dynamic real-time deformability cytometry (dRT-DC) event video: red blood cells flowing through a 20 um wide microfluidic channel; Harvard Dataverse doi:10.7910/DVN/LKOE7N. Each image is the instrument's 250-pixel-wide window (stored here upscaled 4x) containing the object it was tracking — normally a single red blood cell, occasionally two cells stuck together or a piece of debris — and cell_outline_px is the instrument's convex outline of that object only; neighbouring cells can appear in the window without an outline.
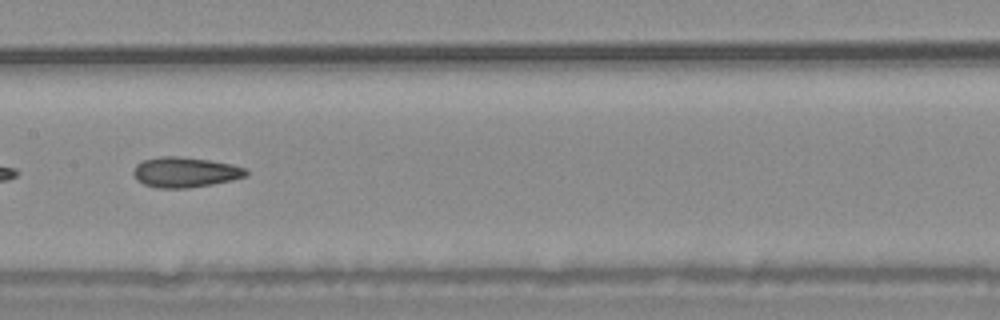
{"species": "common noctule bat (a hibernating species)", "species_latin": "Nyctalus noctula", "temperature_condition": "warm", "stored_images_in_passage": 37, "camera_frame_rate_fps": 3000, "um_per_image_px": 0.085, "animal": {"sex": "male", "body_mass_g": 20.4}, "frame": {"image": 1, "passage_image": 11, "time_ms": 3.333, "image_size_px": [1000, 320], "cell_outline_px": [[248, 176], [232, 180], [212, 184], [188, 188], [156, 188], [144, 184], [132, 172], [136, 164], [144, 160], [160, 156], [180, 156], [208, 160], [232, 164], [248, 168]], "centroid_in_image_um": [15.78, 14.63], "position_along_channel_um": 191.6, "area_um2": 19.88}, "authors_computed_cell_mechanics": {"area_um2": 19.652, "velocity_mm_per_s": 3.7607, "shape_relaxation_time_tau1_ms": null, "shape_relaxation_time_tau2_ms": 2.899, "deformation_change_tau1": null, "deformation_change_tau2": 0.1194}}